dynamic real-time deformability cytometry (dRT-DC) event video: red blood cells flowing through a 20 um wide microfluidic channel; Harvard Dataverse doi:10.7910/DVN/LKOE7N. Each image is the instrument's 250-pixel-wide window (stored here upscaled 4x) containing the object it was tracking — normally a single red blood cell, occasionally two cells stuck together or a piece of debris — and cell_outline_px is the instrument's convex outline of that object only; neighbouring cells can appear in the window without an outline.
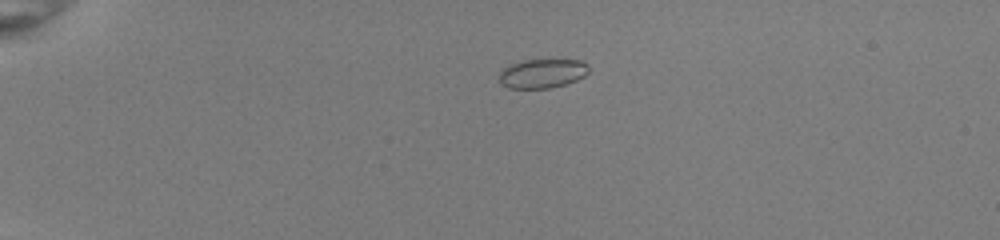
{"species": "common noctule bat (a hibernating species)", "species_latin": "Nyctalus noctula", "temperature_condition": "room temperature", "stored_images_in_passage": 42, "camera_frame_rate_fps": 3000, "um_per_image_px": 0.085, "animal": {"sex": "female", "body_mass_g": 22.0, "forearm_length_mm": 56.7}, "frame": {"image": 1, "passage_image": 3, "time_ms": 0.667, "image_size_px": [1000, 240], "cell_outline_px": [[588, 72], [584, 76], [576, 80], [564, 84], [548, 88], [508, 88], [500, 84], [500, 72], [504, 68], [520, 60], [580, 60], [588, 64]], "centroid_in_image_um": [46.09, 6.24], "position_along_channel_um": 38.9, "area_um2": 15.09}}
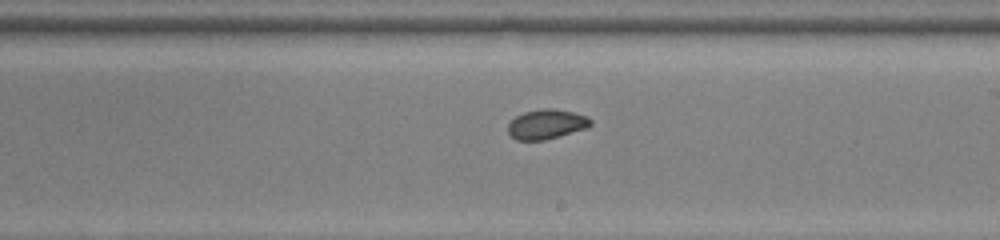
{"frame": {"image": 2, "passage_image": 23, "time_ms": 7.333, "image_size_px": [1000, 240], "cell_outline_px": [[592, 124], [588, 128], [560, 136], [544, 140], [516, 140], [508, 132], [508, 124], [516, 116], [524, 112], [544, 108], [552, 108], [572, 112], [588, 116], [592, 120]], "centroid_in_image_um": [46.48, 10.56], "position_along_channel_um": 242.5, "area_um2": 14.33}}
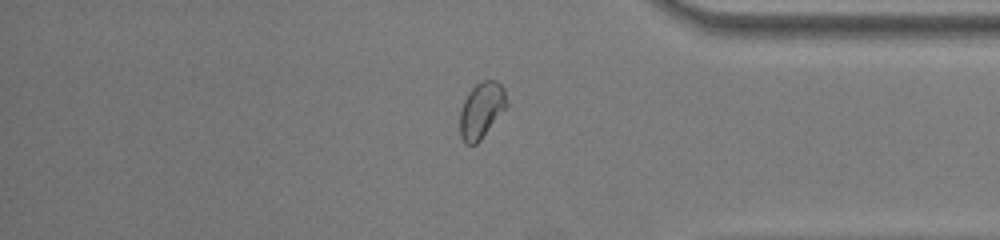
{"frame": {"image": 3, "passage_image": 35, "time_ms": 11.333, "image_size_px": [1000, 240], "cell_outline_px": [[508, 104], [480, 140], [476, 144], [464, 144], [460, 136], [460, 108], [468, 92], [476, 84], [484, 80], [496, 80], [504, 88], [508, 100]], "centroid_in_image_um": [40.91, 9.35], "position_along_channel_um": 394.3, "area_um2": 15.2}, "authors_computed_cell_mechanics": {"area_um2": 14.9413, "velocity_mm_per_s": 4.0087, "shape_relaxation_time_tau1_ms": null, "shape_relaxation_time_tau2_ms": 0.951, "deformation_change_tau1": null, "deformation_change_tau2": 0.0389}}